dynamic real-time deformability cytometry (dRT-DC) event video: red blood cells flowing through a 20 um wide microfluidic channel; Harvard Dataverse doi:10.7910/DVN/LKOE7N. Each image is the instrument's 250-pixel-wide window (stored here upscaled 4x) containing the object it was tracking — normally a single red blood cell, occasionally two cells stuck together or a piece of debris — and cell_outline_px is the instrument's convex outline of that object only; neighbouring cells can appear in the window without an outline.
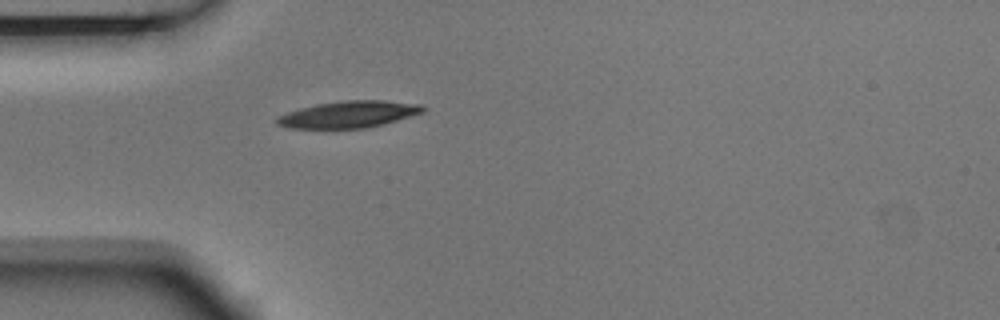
{"species": "Egyptian fruit bat (a non-hibernating species)", "species_latin": "Rousettus aegyptiacus", "temperature_condition": "room temperature", "stored_images_in_passage": 4, "camera_frame_rate_fps": 3000, "um_per_image_px": 0.085, "animal": {"sex": "male"}, "frame": {"image": 1, "passage_image": 4, "time_ms": 1.0, "image_size_px": [1000, 320], "cell_outline_px": [[428, 108], [424, 112], [396, 120], [364, 128], [288, 128], [276, 124], [276, 116], [300, 108], [316, 104], [344, 100], [384, 100], [420, 104]], "centroid_in_image_um": [29.63, 9.71], "position_along_channel_um": 55.4, "area_um2": 22.66}}